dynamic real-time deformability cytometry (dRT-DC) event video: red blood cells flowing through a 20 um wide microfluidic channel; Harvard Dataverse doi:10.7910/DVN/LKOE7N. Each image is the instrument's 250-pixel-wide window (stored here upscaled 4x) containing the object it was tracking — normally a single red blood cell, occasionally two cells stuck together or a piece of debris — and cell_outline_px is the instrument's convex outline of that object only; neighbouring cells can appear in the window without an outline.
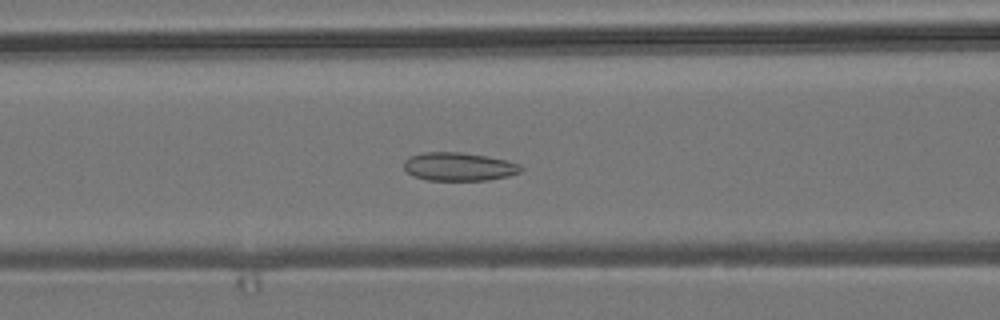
{"species": "common noctule bat (a hibernating species)", "species_latin": "Nyctalus noctula", "temperature_condition": "room temperature", "stored_images_in_passage": 54, "camera_frame_rate_fps": 3000, "um_per_image_px": 0.085, "animal": {"sex": "male", "body_mass_g": 19.2, "forearm_length_mm": 51.8}, "frame": {"image": 1, "passage_image": 22, "time_ms": 7.0, "image_size_px": [1000, 320], "cell_outline_px": [[524, 168], [520, 172], [508, 176], [488, 180], [428, 180], [412, 176], [404, 168], [404, 160], [408, 156], [424, 152], [460, 152], [508, 160], [520, 164]], "centroid_in_image_um": [39.0, 14.16], "position_along_channel_um": 127.6, "area_um2": 19.42}}
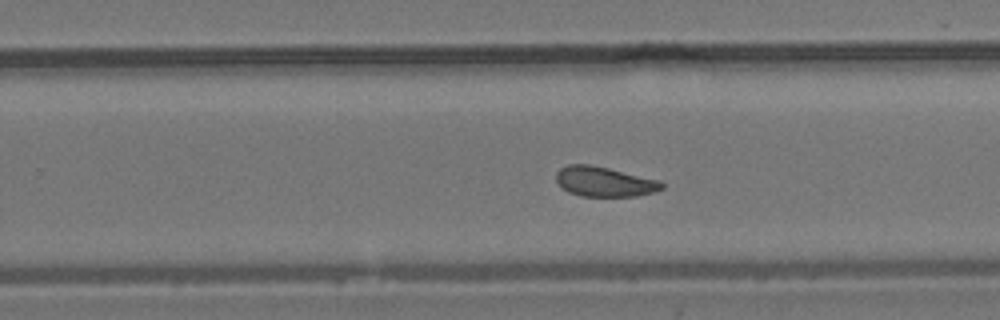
{"frame": {"image": 2, "passage_image": 34, "time_ms": 11.0, "image_size_px": [1000, 320], "cell_outline_px": [[664, 188], [652, 192], [636, 196], [580, 196], [568, 192], [560, 188], [556, 180], [556, 172], [560, 168], [568, 164], [588, 164], [608, 168], [660, 180], [664, 184]], "centroid_in_image_um": [51.33, 15.44], "position_along_channel_um": 278.5, "area_um2": 18.5}}
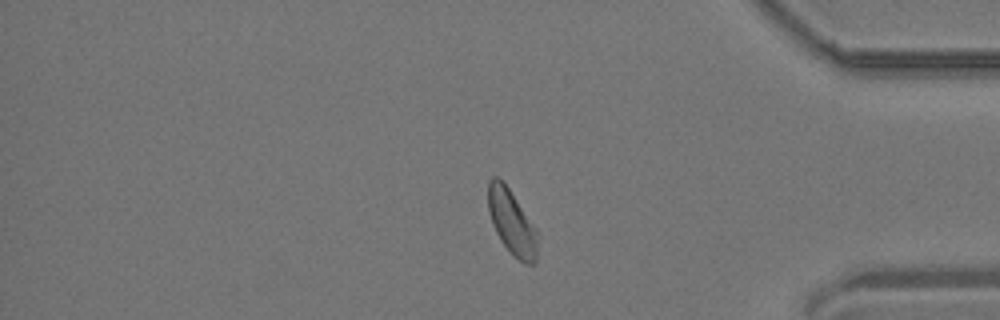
{"frame": {"image": 3, "passage_image": 45, "time_ms": 14.667, "image_size_px": [1000, 320], "cell_outline_px": [[540, 236], [536, 264], [524, 264], [500, 240], [492, 224], [488, 212], [488, 180], [492, 176], [496, 176], [508, 188], [536, 228]], "centroid_in_image_um": [43.53, 18.92], "position_along_channel_um": 391.7, "area_um2": 18.73}, "authors_computed_cell_mechanics": {"area_um2": 19.2474, "velocity_mm_per_s": 3.7895, "shape_relaxation_time_tau1_ms": null, "shape_relaxation_time_tau2_ms": 1.9238, "deformation_change_tau1": null, "deformation_change_tau2": 0.0673}}